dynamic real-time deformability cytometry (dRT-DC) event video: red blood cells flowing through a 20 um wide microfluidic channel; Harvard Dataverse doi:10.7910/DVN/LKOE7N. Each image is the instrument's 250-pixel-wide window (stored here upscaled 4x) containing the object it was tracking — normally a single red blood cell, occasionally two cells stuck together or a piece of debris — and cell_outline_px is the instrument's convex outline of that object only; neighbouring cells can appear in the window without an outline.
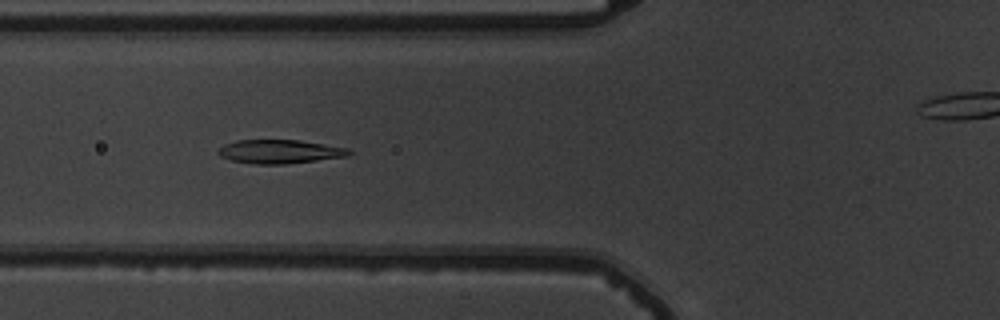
{"species": "common noctule bat (a hibernating species)", "species_latin": "Nyctalus noctula", "temperature_condition": "warm", "stored_images_in_passage": 56, "camera_frame_rate_fps": 3000, "um_per_image_px": 0.085, "animal": {"sex": "male", "body_mass_g": 19.5, "forearm_length_mm": 54.6}, "frame": {"image": 1, "passage_image": 22, "time_ms": 7.0, "image_size_px": [1000, 320], "cell_outline_px": [[352, 152], [348, 156], [284, 164], [256, 164], [232, 160], [220, 156], [216, 152], [224, 144], [236, 140], [300, 140], [348, 148]], "centroid_in_image_um": [23.77, 12.88], "position_along_channel_um": 102.0, "area_um2": 17.98}}
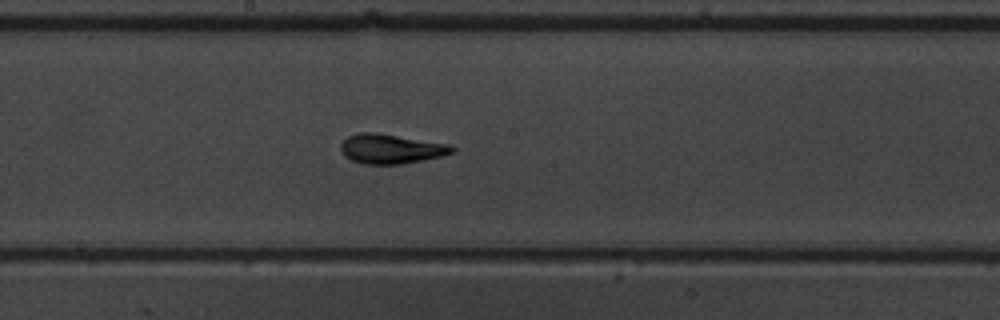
{"frame": {"image": 2, "passage_image": 31, "time_ms": 10.0, "image_size_px": [1000, 320], "cell_outline_px": [[456, 148], [452, 152], [440, 156], [424, 160], [400, 164], [364, 164], [352, 160], [344, 156], [340, 148], [340, 144], [348, 136], [360, 132], [376, 132], [452, 144]], "centroid_in_image_um": [33.24, 12.64], "position_along_channel_um": 215.0, "area_um2": 19.31}}
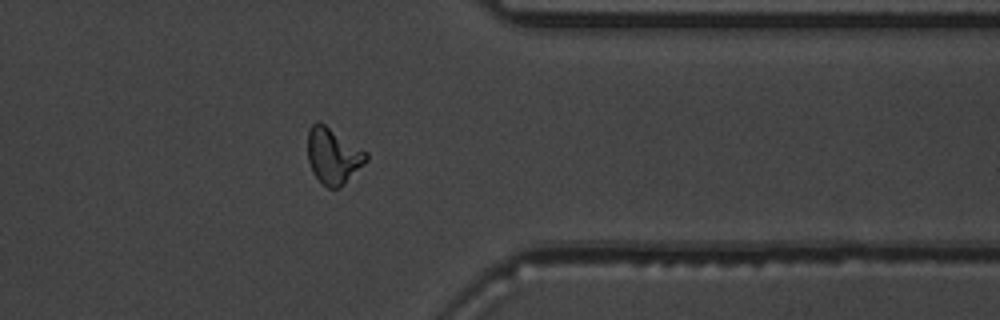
{"frame": {"image": 3, "passage_image": 45, "time_ms": 14.667, "image_size_px": [1000, 320], "cell_outline_px": [[368, 160], [340, 188], [328, 188], [312, 172], [308, 160], [308, 132], [312, 124], [316, 120], [320, 120], [368, 152]], "centroid_in_image_um": [28.33, 13.21], "position_along_channel_um": 383.1, "area_um2": 19.25}, "authors_computed_cell_mechanics": {"area_um2": 18.6694, "velocity_mm_per_s": 3.7566, "shape_relaxation_time_tau1_ms": 4.6652, "shape_relaxation_time_tau2_ms": 1.6071, "deformation_change_tau1": 0.182, "deformation_change_tau2": 0.0874}}